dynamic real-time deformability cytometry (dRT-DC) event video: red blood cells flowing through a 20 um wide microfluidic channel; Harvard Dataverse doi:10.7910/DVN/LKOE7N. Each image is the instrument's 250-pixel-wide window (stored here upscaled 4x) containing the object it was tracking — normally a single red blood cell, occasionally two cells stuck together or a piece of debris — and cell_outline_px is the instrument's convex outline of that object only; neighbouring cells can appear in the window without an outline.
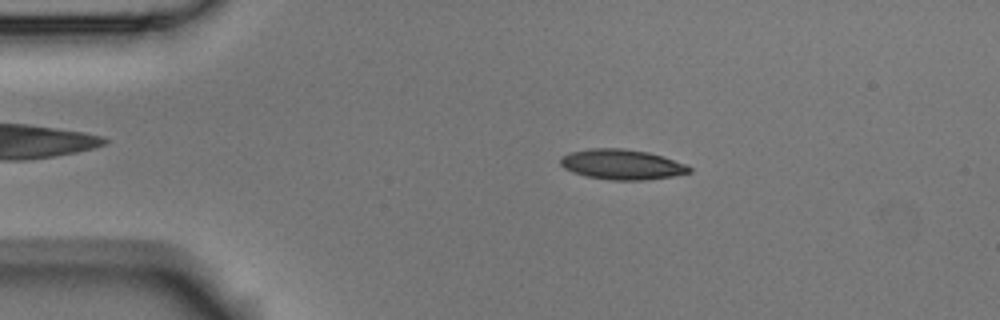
{"species": "Egyptian fruit bat (a non-hibernating species)", "species_latin": "Rousettus aegyptiacus", "temperature_condition": "room temperature", "stored_images_in_passage": 52, "camera_frame_rate_fps": 3000, "um_per_image_px": 0.085, "animal": {"sex": "male"}, "frame": {"image": 1, "passage_image": 9, "time_ms": 2.667, "image_size_px": [1000, 320], "cell_outline_px": [[692, 172], [672, 176], [644, 180], [612, 180], [588, 176], [572, 172], [564, 168], [560, 164], [560, 156], [568, 152], [592, 148], [624, 148], [648, 152], [664, 156], [688, 164], [692, 168]], "centroid_in_image_um": [52.88, 13.96], "position_along_channel_um": 32.1, "area_um2": 22.89}}
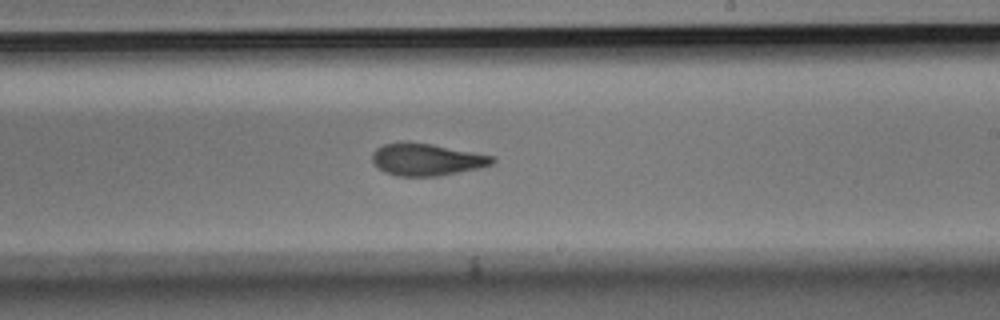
{"frame": {"image": 2, "passage_image": 30, "time_ms": 9.667, "image_size_px": [1000, 320], "cell_outline_px": [[496, 160], [492, 164], [480, 168], [440, 176], [396, 176], [384, 172], [372, 160], [372, 152], [376, 148], [384, 144], [432, 144], [496, 156]], "centroid_in_image_um": [36.33, 13.59], "position_along_channel_um": 252.7, "area_um2": 22.14}}
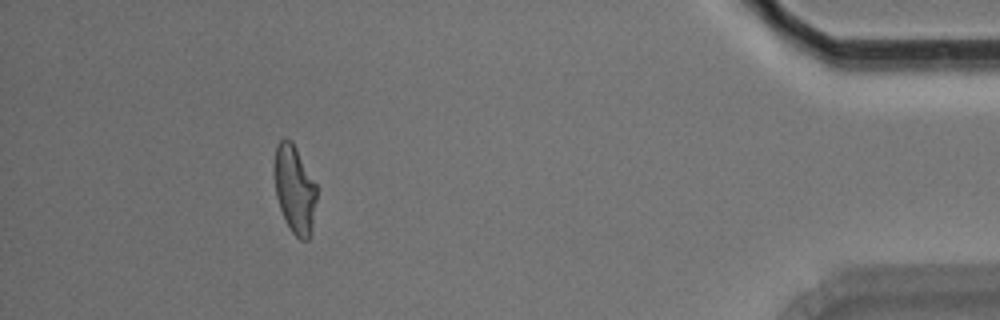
{"frame": {"image": 3, "passage_image": 47, "time_ms": 15.333, "image_size_px": [1000, 320], "cell_outline_px": [[316, 200], [312, 228], [308, 240], [300, 240], [292, 232], [284, 220], [276, 196], [272, 172], [272, 164], [276, 144], [284, 136], [292, 140], [316, 184]], "centroid_in_image_um": [24.99, 16.03], "position_along_channel_um": 410.2, "area_um2": 22.25}, "authors_computed_cell_mechanics": {"area_um2": 22.5131, "velocity_mm_per_s": 3.7773, "shape_relaxation_time_tau1_ms": 6.2296, "shape_relaxation_time_tau2_ms": 2.2403, "deformation_change_tau1": 0.1788, "deformation_change_tau2": 0.0959}}